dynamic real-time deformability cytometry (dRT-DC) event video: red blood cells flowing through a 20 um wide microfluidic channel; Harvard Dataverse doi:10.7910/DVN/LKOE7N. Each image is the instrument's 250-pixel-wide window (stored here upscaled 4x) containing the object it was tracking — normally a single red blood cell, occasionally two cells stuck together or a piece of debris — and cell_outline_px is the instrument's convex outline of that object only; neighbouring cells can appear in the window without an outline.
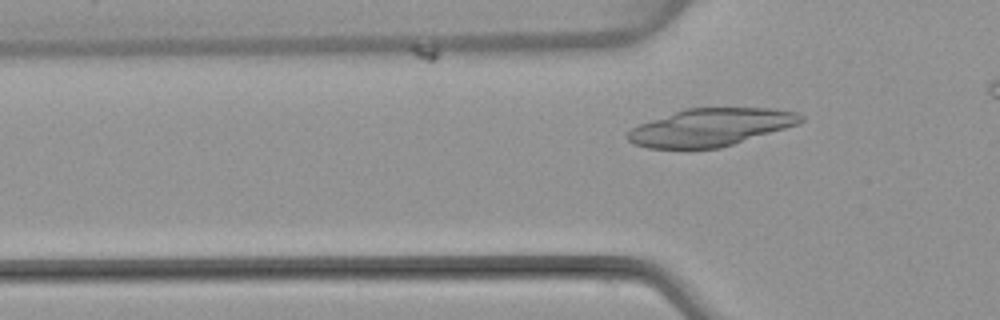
{"species": "common noctule bat (a hibernating species)", "species_latin": "Nyctalus noctula", "temperature_condition": "warm", "stored_images_in_passage": 3, "camera_frame_rate_fps": 3000, "um_per_image_px": 0.085, "animal": {"sex": "female", "body_mass_g": 22.7, "forearm_length_mm": 54.2}, "frame": {"image": 1, "passage_image": 3, "time_ms": 2.667, "image_size_px": [1000, 320], "cell_outline_px": [[804, 120], [796, 124], [784, 128], [720, 148], [648, 148], [632, 144], [624, 136], [632, 128], [640, 124], [684, 108], [768, 108], [796, 112], [804, 116]], "centroid_in_image_um": [60.35, 10.82], "position_along_channel_um": 65.4, "area_um2": 37.57}}